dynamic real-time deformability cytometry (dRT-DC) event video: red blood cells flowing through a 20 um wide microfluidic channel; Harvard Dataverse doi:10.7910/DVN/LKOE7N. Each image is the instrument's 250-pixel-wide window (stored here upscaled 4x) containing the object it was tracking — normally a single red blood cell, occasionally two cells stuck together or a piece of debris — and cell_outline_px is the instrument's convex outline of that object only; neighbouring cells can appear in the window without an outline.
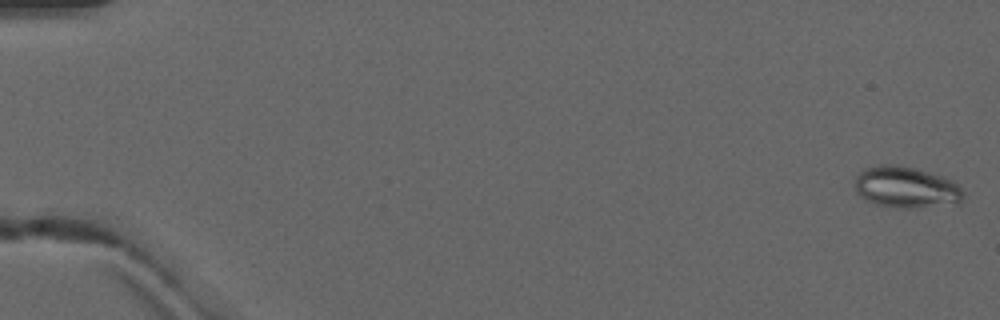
{"species": "common noctule bat (a hibernating species)", "species_latin": "Nyctalus noctula", "temperature_condition": "warm", "stored_images_in_passage": 5, "camera_frame_rate_fps": 3000, "um_per_image_px": 0.085, "animal": {"sex": "male", "forearm_length_mm": 52.5}, "frame": {"image": 1, "passage_image": 1, "time_ms": 0.0, "image_size_px": [1000, 320], "cell_outline_px": [[964, 196], [956, 204], [920, 208], [896, 208], [876, 204], [864, 200], [856, 192], [856, 176], [864, 168], [876, 164], [896, 164], [916, 168], [944, 176], [952, 180], [964, 192]], "centroid_in_image_um": [77.01, 15.92], "position_along_channel_um": 8.0, "area_um2": 26.59}}